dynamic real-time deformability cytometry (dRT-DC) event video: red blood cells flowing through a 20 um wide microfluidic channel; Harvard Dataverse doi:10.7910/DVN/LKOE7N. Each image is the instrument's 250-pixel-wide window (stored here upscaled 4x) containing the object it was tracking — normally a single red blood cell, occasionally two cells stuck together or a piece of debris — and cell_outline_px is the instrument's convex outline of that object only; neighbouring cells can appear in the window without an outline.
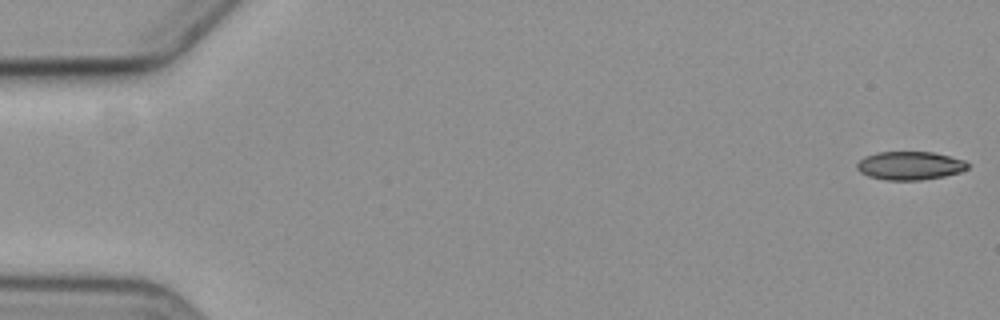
{"species": "common noctule bat (a hibernating species)", "species_latin": "Nyctalus noctula", "temperature_condition": "cold", "stored_images_in_passage": 7, "camera_frame_rate_fps": 3000, "um_per_image_px": 0.085, "animal": {"sex": "female", "body_mass_g": 19.3, "forearm_length_mm": 54.1}, "frame": {"image": 1, "passage_image": 1, "time_ms": 0.0, "image_size_px": [1000, 320], "cell_outline_px": [[968, 168], [960, 172], [944, 176], [920, 180], [888, 180], [868, 176], [860, 172], [856, 168], [856, 164], [864, 156], [876, 152], [932, 152], [964, 160], [968, 164]], "centroid_in_image_um": [77.31, 14.08], "position_along_channel_um": 7.7, "area_um2": 18.26}}
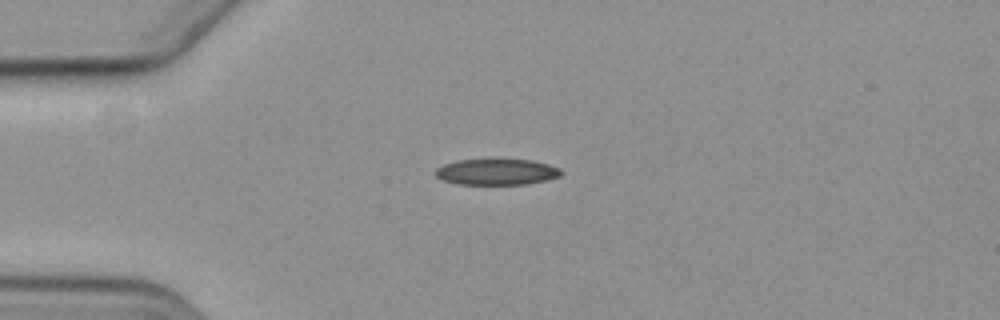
{"frame": {"image": 2, "passage_image": 5, "time_ms": 4.667, "image_size_px": [1000, 320], "cell_outline_px": [[564, 172], [560, 176], [548, 180], [528, 184], [456, 184], [444, 180], [436, 176], [432, 172], [436, 168], [444, 164], [456, 160], [492, 156], [496, 156], [532, 160], [548, 164], [560, 168]], "centroid_in_image_um": [42.21, 14.55], "position_along_channel_um": 42.8, "area_um2": 20.29}}
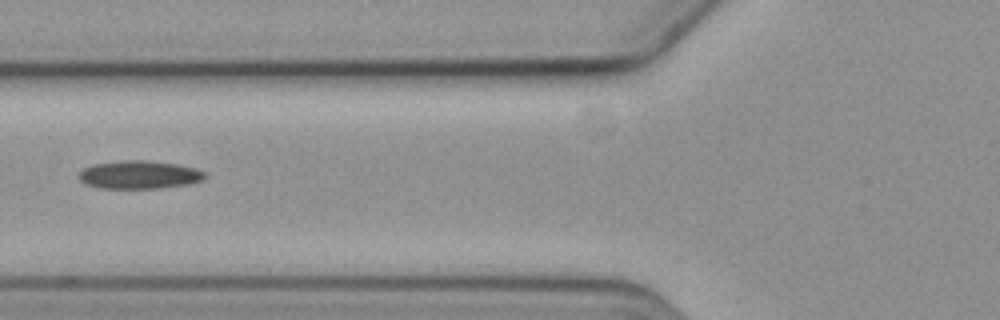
{"frame": {"image": 3, "passage_image": 7, "time_ms": 7.333, "image_size_px": [1000, 320], "cell_outline_px": [[208, 176], [204, 180], [188, 184], [160, 188], [100, 188], [84, 184], [80, 180], [80, 172], [84, 168], [92, 164], [124, 160], [148, 160], [176, 164], [196, 168], [204, 172]], "centroid_in_image_um": [11.86, 14.85], "position_along_channel_um": 113.9, "area_um2": 20.75}}